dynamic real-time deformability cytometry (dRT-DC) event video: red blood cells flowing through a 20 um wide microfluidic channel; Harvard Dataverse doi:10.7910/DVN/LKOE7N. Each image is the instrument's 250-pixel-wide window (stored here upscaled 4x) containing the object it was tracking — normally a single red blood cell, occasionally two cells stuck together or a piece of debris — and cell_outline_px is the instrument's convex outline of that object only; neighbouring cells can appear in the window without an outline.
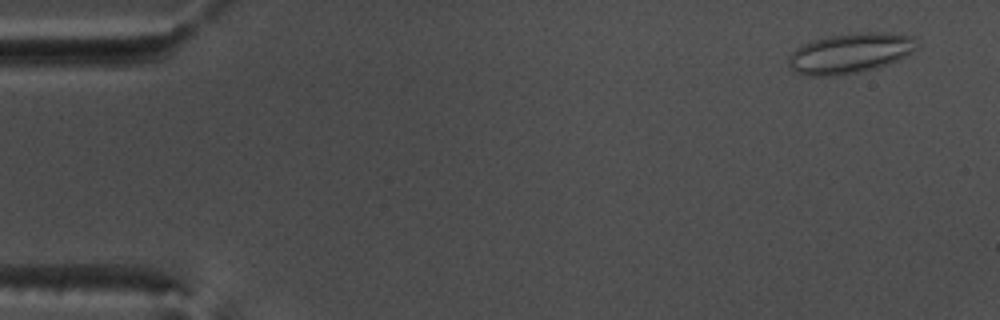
{"species": "common noctule bat (a hibernating species)", "species_latin": "Nyctalus noctula", "temperature_condition": "warm", "stored_images_in_passage": 16, "camera_frame_rate_fps": 3000, "um_per_image_px": 0.085, "animal": {"sex": "male", "body_mass_g": 17.5, "forearm_length_mm": 52.3}, "frame": {"image": 1, "passage_image": 3, "time_ms": 0.667, "image_size_px": [1000, 320], "cell_outline_px": [[916, 48], [912, 52], [888, 64], [876, 68], [856, 72], [832, 76], [804, 76], [796, 72], [788, 64], [788, 56], [796, 48], [812, 40], [828, 36], [860, 32], [888, 32], [912, 36]], "centroid_in_image_um": [72.21, 4.52], "position_along_channel_um": 12.8, "area_um2": 29.82}}